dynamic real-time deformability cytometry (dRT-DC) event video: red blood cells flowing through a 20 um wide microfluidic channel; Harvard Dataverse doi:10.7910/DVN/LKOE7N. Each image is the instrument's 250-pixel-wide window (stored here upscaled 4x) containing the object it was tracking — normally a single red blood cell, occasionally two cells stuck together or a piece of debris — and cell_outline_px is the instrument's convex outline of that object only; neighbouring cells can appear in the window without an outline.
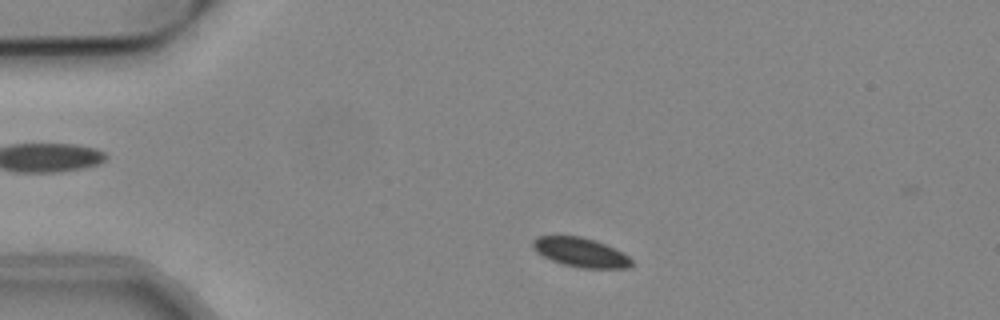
{"species": "common noctule bat (a hibernating species)", "species_latin": "Nyctalus noctula", "temperature_condition": "cold", "stored_images_in_passage": 11, "camera_frame_rate_fps": 3000, "um_per_image_px": 0.085, "animal": {"sex": "male", "body_mass_g": 19.2, "forearm_length_mm": 51.8}, "frame": {"image": 1, "passage_image": 5, "time_ms": 1.333, "image_size_px": [1000, 320], "cell_outline_px": [[632, 264], [624, 268], [580, 268], [564, 264], [552, 260], [536, 252], [532, 244], [532, 240], [536, 236], [580, 236], [596, 240], [628, 256], [632, 260]], "centroid_in_image_um": [49.31, 21.44], "position_along_channel_um": 35.7, "area_um2": 16.59}}